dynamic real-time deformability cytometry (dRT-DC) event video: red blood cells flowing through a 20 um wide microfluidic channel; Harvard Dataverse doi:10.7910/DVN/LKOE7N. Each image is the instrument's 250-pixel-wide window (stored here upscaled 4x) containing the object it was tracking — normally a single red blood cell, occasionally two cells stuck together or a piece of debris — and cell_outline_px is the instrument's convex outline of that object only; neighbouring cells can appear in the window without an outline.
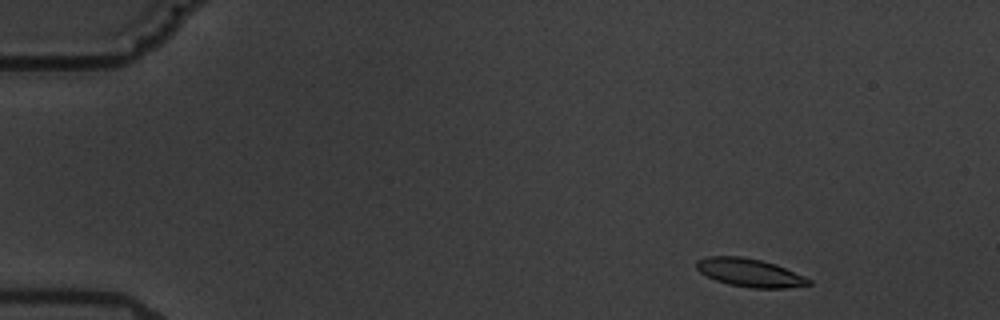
{"species": "common noctule bat (a hibernating species)", "species_latin": "Nyctalus noctula", "temperature_condition": "warm", "stored_images_in_passage": 5, "camera_frame_rate_fps": 3000, "um_per_image_px": 0.085, "animal": {"sex": "male", "body_mass_g": 19.5, "forearm_length_mm": 54.6}, "frame": {"image": 1, "passage_image": 2, "time_ms": 1.0, "image_size_px": [1000, 320], "cell_outline_px": [[812, 284], [784, 288], [752, 288], [728, 284], [716, 280], [700, 272], [696, 268], [696, 260], [708, 256], [740, 256], [760, 260], [776, 264], [804, 276], [812, 280]], "centroid_in_image_um": [63.72, 23.17], "position_along_channel_um": 21.3, "area_um2": 18.38}}
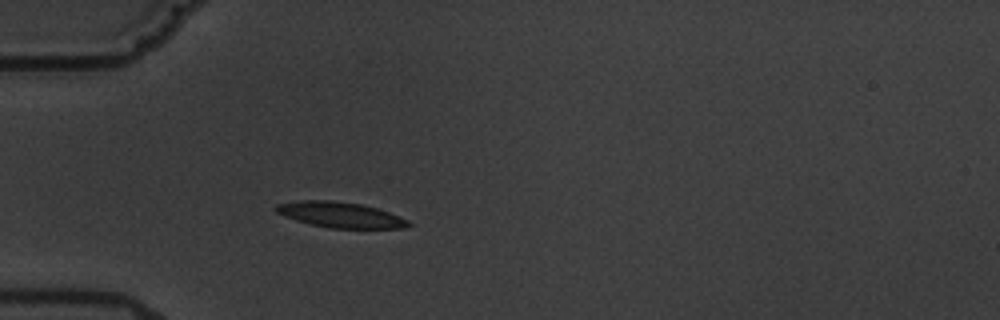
{"frame": {"image": 2, "passage_image": 5, "time_ms": 4.667, "image_size_px": [1000, 320], "cell_outline_px": [[412, 224], [404, 228], [332, 228], [312, 224], [296, 220], [284, 216], [276, 212], [272, 208], [276, 204], [300, 200], [332, 200], [364, 204], [400, 216], [408, 220]], "centroid_in_image_um": [28.91, 18.24], "position_along_channel_um": 56.1, "area_um2": 19.77}}